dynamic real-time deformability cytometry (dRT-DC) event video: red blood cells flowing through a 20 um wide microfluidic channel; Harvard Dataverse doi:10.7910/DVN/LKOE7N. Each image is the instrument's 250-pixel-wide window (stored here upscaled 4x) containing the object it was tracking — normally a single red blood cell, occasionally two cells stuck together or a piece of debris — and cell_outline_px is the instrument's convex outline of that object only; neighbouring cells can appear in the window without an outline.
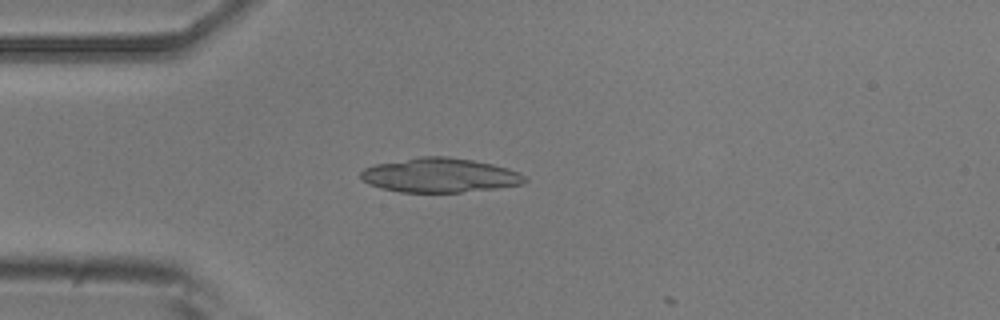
{"species": "common noctule bat (a hibernating species)", "species_latin": "Nyctalus noctula", "temperature_condition": "room temperature", "stored_images_in_passage": 5, "camera_frame_rate_fps": 3000, "um_per_image_px": 0.085, "animal": {"sex": "male", "body_mass_g": 20.5, "forearm_length_mm": 52.5}, "frame": {"image": 1, "passage_image": 4, "time_ms": 4.333, "image_size_px": [1000, 320], "cell_outline_px": [[528, 180], [524, 184], [496, 188], [460, 192], [400, 192], [380, 188], [368, 184], [360, 180], [360, 172], [364, 168], [376, 164], [420, 156], [448, 156], [472, 160], [492, 164], [508, 168], [520, 172]], "centroid_in_image_um": [37.37, 14.89], "position_along_channel_um": 47.6, "area_um2": 33.0}}